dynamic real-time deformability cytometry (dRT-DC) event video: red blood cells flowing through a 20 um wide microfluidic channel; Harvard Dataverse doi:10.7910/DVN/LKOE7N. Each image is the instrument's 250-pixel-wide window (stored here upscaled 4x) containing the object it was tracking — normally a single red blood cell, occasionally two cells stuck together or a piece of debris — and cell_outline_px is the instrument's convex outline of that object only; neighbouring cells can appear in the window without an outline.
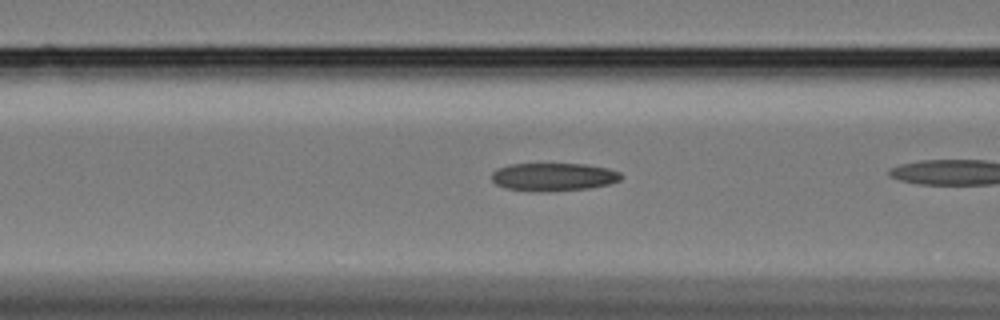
{"species": "Egyptian fruit bat (a non-hibernating species)", "species_latin": "Rousettus aegyptiacus", "temperature_condition": "cold", "stored_images_in_passage": 16, "camera_frame_rate_fps": 3000, "um_per_image_px": 0.085, "animal": {"sex": "female"}, "frame": {"image": 1, "passage_image": 14, "time_ms": 4.333, "image_size_px": [1000, 320], "cell_outline_px": [[624, 176], [620, 180], [608, 184], [588, 188], [540, 192], [536, 192], [504, 188], [496, 184], [492, 180], [492, 172], [496, 168], [508, 164], [584, 164], [608, 168], [620, 172]], "centroid_in_image_um": [47.02, 15.03], "position_along_channel_um": 119.6, "area_um2": 21.27}}